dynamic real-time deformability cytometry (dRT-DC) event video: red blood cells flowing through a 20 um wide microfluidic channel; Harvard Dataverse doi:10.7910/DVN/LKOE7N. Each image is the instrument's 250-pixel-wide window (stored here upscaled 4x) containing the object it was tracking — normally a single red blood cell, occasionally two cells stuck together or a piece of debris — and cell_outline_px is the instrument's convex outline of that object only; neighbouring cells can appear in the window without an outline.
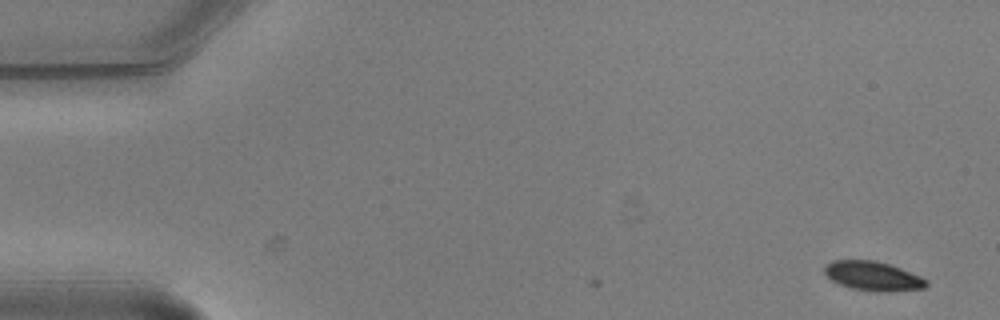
{"species": "common noctule bat (a hibernating species)", "species_latin": "Nyctalus noctula", "temperature_condition": "warm", "stored_images_in_passage": 4, "camera_frame_rate_fps": 3000, "um_per_image_px": 0.085, "animal": {"sex": "male", "body_mass_g": 20.5, "forearm_length_mm": 52.5}, "frame": {"image": 1, "passage_image": 1, "time_ms": 0.0, "image_size_px": [1000, 320], "cell_outline_px": [[928, 284], [924, 288], [884, 292], [876, 292], [848, 288], [832, 280], [824, 272], [824, 268], [832, 260], [876, 260], [900, 268], [920, 276], [928, 280]], "centroid_in_image_um": [74.2, 23.47], "position_along_channel_um": 10.8, "area_um2": 17.34}}
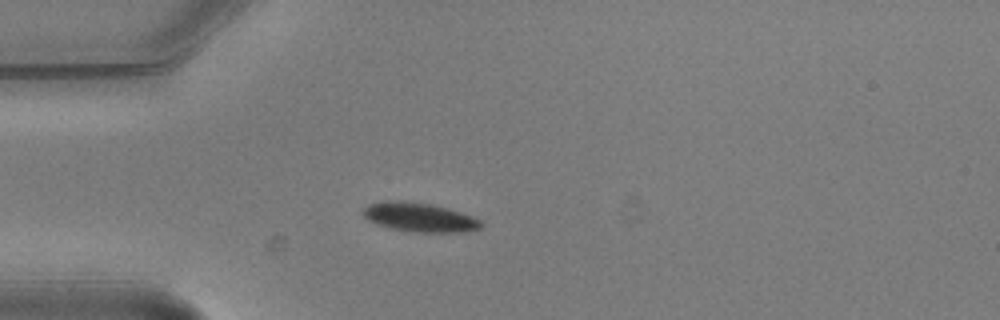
{"frame": {"image": 2, "passage_image": 4, "time_ms": 1.0, "image_size_px": [1000, 320], "cell_outline_px": [[484, 224], [480, 228], [464, 232], [416, 232], [392, 228], [376, 224], [368, 220], [364, 216], [364, 208], [368, 204], [384, 200], [404, 200], [432, 204], [448, 208], [472, 216], [480, 220]], "centroid_in_image_um": [35.66, 18.45], "position_along_channel_um": 49.3, "area_um2": 20.06}}